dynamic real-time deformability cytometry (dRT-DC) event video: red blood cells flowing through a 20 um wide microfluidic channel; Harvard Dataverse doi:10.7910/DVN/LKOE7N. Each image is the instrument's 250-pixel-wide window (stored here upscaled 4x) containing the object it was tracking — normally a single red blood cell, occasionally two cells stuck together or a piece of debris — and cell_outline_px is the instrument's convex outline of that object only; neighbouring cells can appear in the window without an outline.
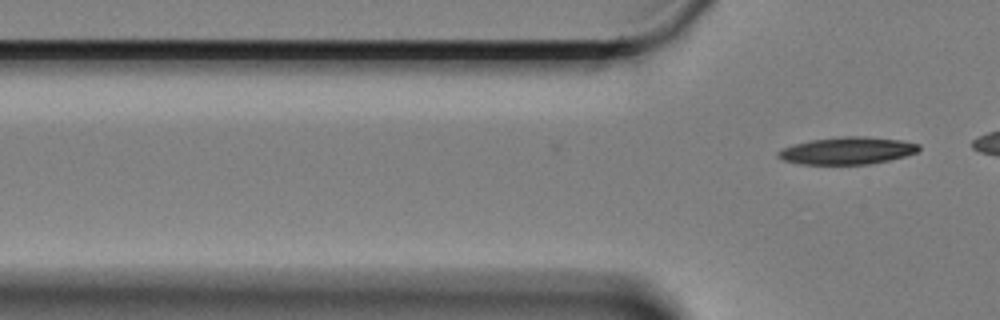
{"species": "Egyptian fruit bat (a non-hibernating species)", "species_latin": "Rousettus aegyptiacus", "temperature_condition": "cold", "stored_images_in_passage": 2, "camera_frame_rate_fps": 3000, "um_per_image_px": 0.085, "animal": {"sex": "female"}, "frame": {"image": 1, "passage_image": 2, "time_ms": 0.333, "image_size_px": [1000, 320], "cell_outline_px": [[920, 148], [916, 152], [904, 156], [888, 160], [868, 164], [800, 164], [784, 160], [776, 156], [776, 152], [784, 148], [796, 144], [812, 140], [844, 136], [860, 136], [900, 140], [920, 144]], "centroid_in_image_um": [72.01, 12.81], "position_along_channel_um": 53.8, "area_um2": 22.02}}